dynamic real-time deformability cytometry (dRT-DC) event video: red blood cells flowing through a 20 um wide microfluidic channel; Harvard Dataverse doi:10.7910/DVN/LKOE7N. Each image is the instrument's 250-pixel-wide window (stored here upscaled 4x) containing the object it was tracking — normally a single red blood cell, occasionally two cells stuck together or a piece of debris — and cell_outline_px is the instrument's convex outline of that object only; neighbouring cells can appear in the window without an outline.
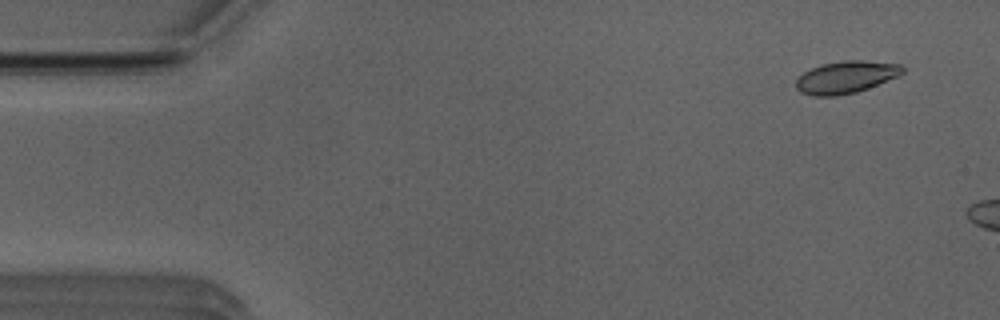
{"species": "Egyptian fruit bat (a non-hibernating species)", "species_latin": "Rousettus aegyptiacus", "temperature_condition": "room temperature", "stored_images_in_passage": 8, "camera_frame_rate_fps": 3000, "um_per_image_px": 0.085, "animal": {"sex": "male"}, "frame": {"image": 1, "passage_image": 4, "time_ms": 1.0, "image_size_px": [1000, 320], "cell_outline_px": [[904, 72], [900, 76], [868, 88], [856, 92], [836, 96], [812, 96], [800, 92], [796, 88], [796, 80], [804, 72], [812, 68], [824, 64], [844, 60], [864, 60], [900, 64], [904, 68]], "centroid_in_image_um": [71.93, 6.56], "position_along_channel_um": 13.1, "area_um2": 20.06}}